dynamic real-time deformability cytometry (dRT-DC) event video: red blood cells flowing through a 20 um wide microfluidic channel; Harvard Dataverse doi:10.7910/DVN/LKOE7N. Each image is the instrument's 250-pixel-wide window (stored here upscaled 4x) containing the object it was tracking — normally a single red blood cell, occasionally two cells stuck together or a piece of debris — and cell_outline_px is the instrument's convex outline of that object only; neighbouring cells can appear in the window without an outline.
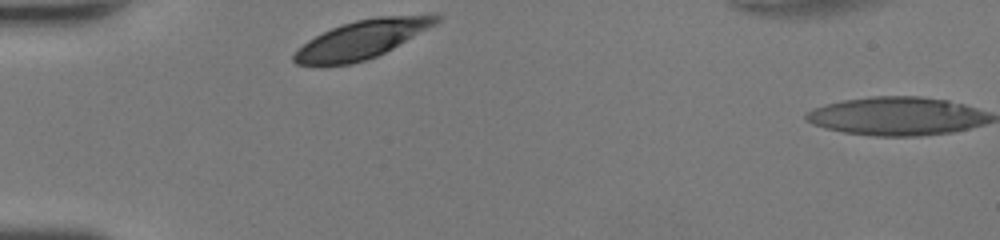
{"species": "human", "species_latin": "Homo sapiens", "temperature_condition": "room temperature", "stored_images_in_passage": 2, "camera_frame_rate_fps": 3000, "um_per_image_px": 0.085, "donor": {"sex": "female"}, "frame": {"image": 1, "passage_image": 1, "time_ms": 0.0, "image_size_px": [1000, 240], "cell_outline_px": [[444, 16], [436, 24], [392, 48], [376, 56], [352, 64], [320, 68], [296, 64], [292, 60], [292, 56], [308, 40], [332, 28], [356, 20], [376, 16]], "centroid_in_image_um": [30.66, 3.4], "position_along_channel_um": 54.3, "area_um2": 31.44}}